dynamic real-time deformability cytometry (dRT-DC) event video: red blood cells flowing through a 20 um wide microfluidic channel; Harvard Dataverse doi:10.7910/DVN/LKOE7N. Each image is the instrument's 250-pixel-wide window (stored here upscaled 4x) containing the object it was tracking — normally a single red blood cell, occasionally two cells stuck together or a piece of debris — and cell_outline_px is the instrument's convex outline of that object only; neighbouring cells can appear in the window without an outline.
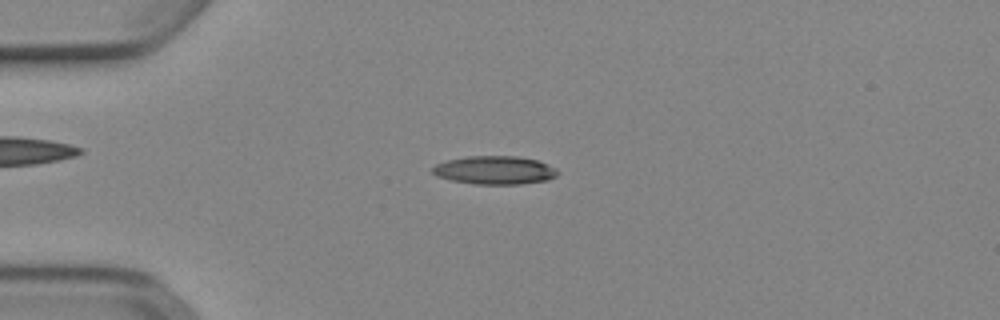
{"species": "Egyptian fruit bat (a non-hibernating species)", "species_latin": "Rousettus aegyptiacus", "temperature_condition": "cold", "stored_images_in_passage": 52, "camera_frame_rate_fps": 3000, "um_per_image_px": 0.085, "animal": {"sex": "female"}, "frame": {"image": 1, "passage_image": 13, "time_ms": 4.0, "image_size_px": [1000, 320], "cell_outline_px": [[560, 172], [556, 176], [548, 180], [520, 184], [472, 184], [452, 180], [436, 176], [432, 172], [432, 168], [436, 164], [448, 160], [468, 156], [516, 156], [536, 160], [548, 164], [556, 168]], "centroid_in_image_um": [42.07, 14.47], "position_along_channel_um": 42.9, "area_um2": 20.69}}
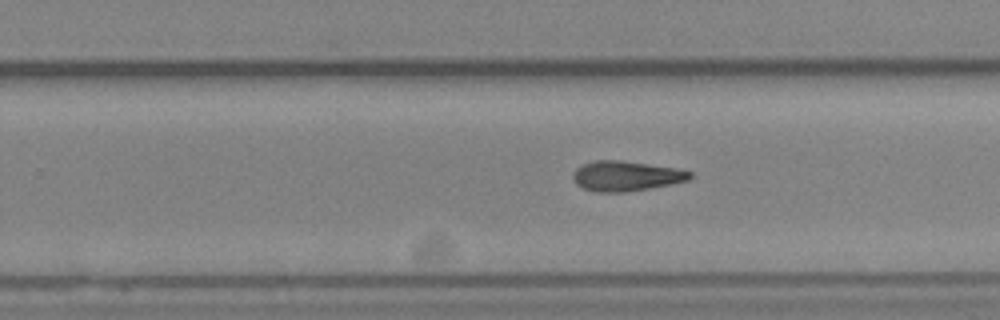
{"frame": {"image": 2, "passage_image": 33, "time_ms": 10.667, "image_size_px": [1000, 320], "cell_outline_px": [[692, 176], [688, 180], [672, 184], [624, 192], [596, 192], [584, 188], [576, 184], [572, 180], [572, 176], [576, 168], [584, 164], [596, 160], [620, 160], [676, 168], [692, 172]], "centroid_in_image_um": [53.19, 14.96], "position_along_channel_um": 276.6, "area_um2": 20.35}}
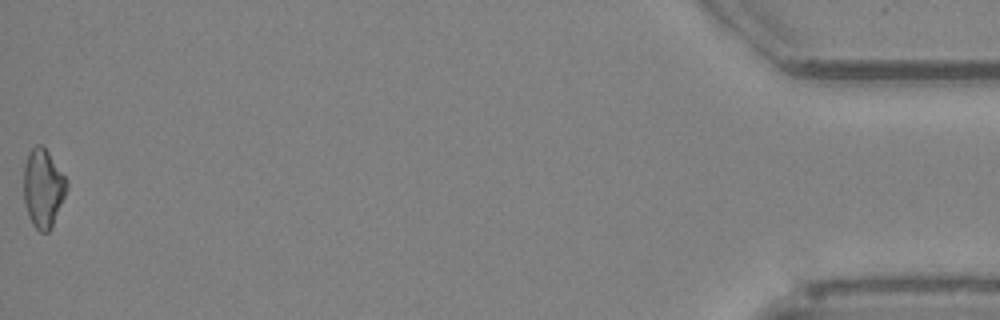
{"frame": {"image": 3, "passage_image": 52, "time_ms": 17.0, "image_size_px": [1000, 320], "cell_outline_px": [[68, 188], [52, 224], [48, 232], [40, 232], [32, 224], [28, 216], [24, 200], [24, 164], [28, 152], [36, 144], [40, 144], [48, 152], [68, 180]], "centroid_in_image_um": [3.65, 15.97], "position_along_channel_um": 431.5, "area_um2": 19.54}, "authors_computed_cell_mechanics": {"area_um2": 19.941, "velocity_mm_per_s": 3.9138, "shape_relaxation_time_tau1_ms": null, "shape_relaxation_time_tau2_ms": 10.9904, "deformation_change_tau1": null, "deformation_change_tau2": 0.2875}}